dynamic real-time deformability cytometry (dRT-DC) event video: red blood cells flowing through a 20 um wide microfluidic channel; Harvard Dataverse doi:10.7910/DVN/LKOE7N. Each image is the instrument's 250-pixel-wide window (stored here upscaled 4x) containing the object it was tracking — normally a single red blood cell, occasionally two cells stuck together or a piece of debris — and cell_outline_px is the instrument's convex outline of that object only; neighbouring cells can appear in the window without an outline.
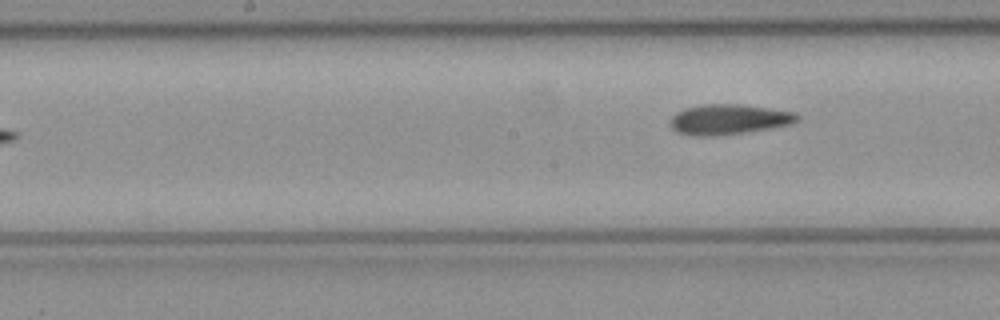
{"species": "common noctule bat (a hibernating species)", "species_latin": "Nyctalus noctula", "temperature_condition": "cold", "stored_images_in_passage": 9, "camera_frame_rate_fps": 3000, "um_per_image_px": 0.085, "animal": {"sex": "female", "body_mass_g": 21.9}, "frame": {"image": 1, "passage_image": 9, "time_ms": 2.667, "image_size_px": [1000, 320], "cell_outline_px": [[800, 120], [792, 124], [748, 132], [716, 136], [692, 136], [676, 132], [668, 124], [672, 116], [676, 112], [684, 108], [704, 104], [740, 104], [772, 108], [792, 112], [800, 116]], "centroid_in_image_um": [61.92, 10.15], "position_along_channel_um": 186.3, "area_um2": 22.72}}